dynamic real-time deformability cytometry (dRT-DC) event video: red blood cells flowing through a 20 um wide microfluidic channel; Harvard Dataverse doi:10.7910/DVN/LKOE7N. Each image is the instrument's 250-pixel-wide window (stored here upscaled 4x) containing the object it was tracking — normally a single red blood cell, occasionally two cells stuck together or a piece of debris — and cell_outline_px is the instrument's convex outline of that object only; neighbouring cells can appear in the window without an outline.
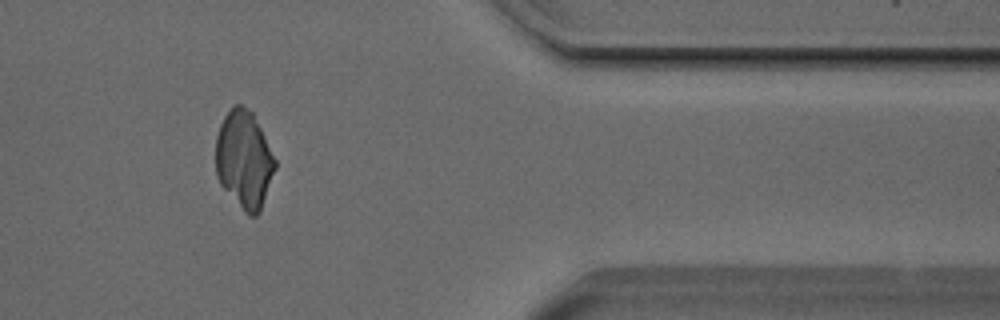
{"species": "Egyptian fruit bat (a non-hibernating species)", "species_latin": "Rousettus aegyptiacus", "temperature_condition": "cold", "stored_images_in_passage": 48, "camera_frame_rate_fps": 3000, "um_per_image_px": 0.085, "animal": {"sex": "male"}, "frame": {"image": 1, "passage_image": 39, "time_ms": 12.667, "image_size_px": [1000, 320], "cell_outline_px": [[276, 168], [260, 212], [256, 216], [248, 216], [244, 212], [220, 184], [216, 176], [216, 136], [220, 124], [224, 116], [236, 104], [240, 104], [252, 112], [276, 160]], "centroid_in_image_um": [20.74, 13.6], "position_along_channel_um": 390.7, "area_um2": 33.64}}
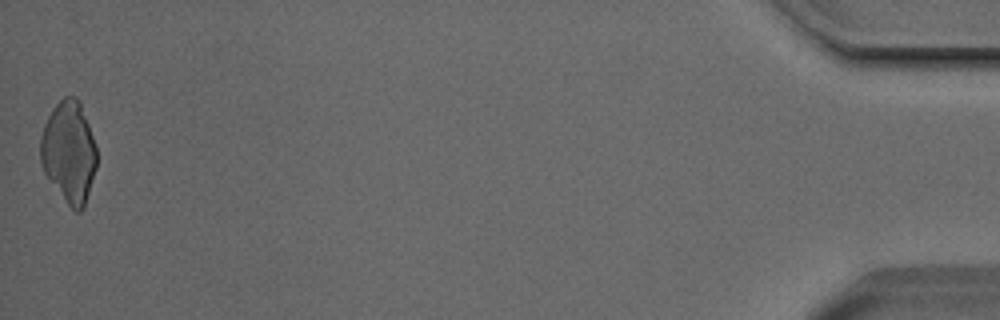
{"frame": {"image": 2, "passage_image": 48, "time_ms": 15.667, "image_size_px": [1000, 320], "cell_outline_px": [[96, 168], [84, 208], [80, 212], [76, 212], [68, 204], [44, 172], [40, 160], [40, 136], [44, 124], [52, 108], [64, 96], [76, 96], [80, 100], [96, 144]], "centroid_in_image_um": [5.86, 12.88], "position_along_channel_um": 429.3, "area_um2": 33.35}}